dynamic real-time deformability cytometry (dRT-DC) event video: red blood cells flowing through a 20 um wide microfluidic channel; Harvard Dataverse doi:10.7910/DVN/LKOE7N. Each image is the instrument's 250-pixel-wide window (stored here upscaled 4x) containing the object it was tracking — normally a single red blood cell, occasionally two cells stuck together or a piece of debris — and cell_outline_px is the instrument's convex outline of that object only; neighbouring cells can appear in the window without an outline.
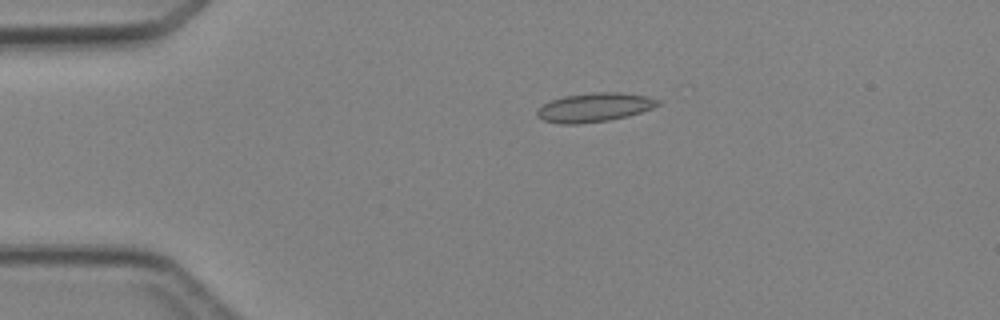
{"species": "Egyptian fruit bat (a non-hibernating species)", "species_latin": "Rousettus aegyptiacus", "temperature_condition": "cold", "stored_images_in_passage": 4, "camera_frame_rate_fps": 3000, "um_per_image_px": 0.085, "animal": {"sex": "female"}, "frame": {"image": 1, "passage_image": 3, "time_ms": 2.333, "image_size_px": [1000, 320], "cell_outline_px": [[660, 104], [652, 108], [628, 116], [608, 120], [580, 124], [560, 124], [544, 120], [536, 116], [536, 112], [544, 104], [552, 100], [564, 96], [596, 92], [620, 92], [648, 96], [660, 100]], "centroid_in_image_um": [50.54, 9.13], "position_along_channel_um": 34.5, "area_um2": 20.29}}